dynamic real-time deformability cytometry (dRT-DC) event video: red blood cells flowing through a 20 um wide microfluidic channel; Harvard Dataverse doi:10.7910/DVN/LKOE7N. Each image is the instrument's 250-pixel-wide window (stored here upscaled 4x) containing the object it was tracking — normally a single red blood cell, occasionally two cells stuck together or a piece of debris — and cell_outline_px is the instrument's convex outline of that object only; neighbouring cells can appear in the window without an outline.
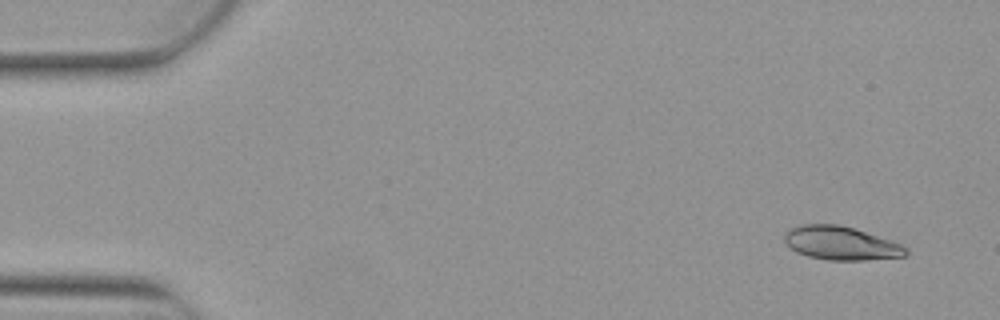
{"species": "Egyptian fruit bat (a non-hibernating species)", "species_latin": "Rousettus aegyptiacus", "temperature_condition": "warm", "stored_images_in_passage": 6, "camera_frame_rate_fps": 3000, "um_per_image_px": 0.085, "animal": {"sex": "female"}, "frame": {"image": 1, "passage_image": 1, "time_ms": 0.0, "image_size_px": [1000, 320], "cell_outline_px": [[908, 252], [904, 256], [864, 260], [828, 260], [808, 256], [796, 252], [784, 240], [784, 232], [800, 224], [840, 224], [892, 240], [908, 248]], "centroid_in_image_um": [71.48, 20.66], "position_along_channel_um": 13.5, "area_um2": 23.7}}
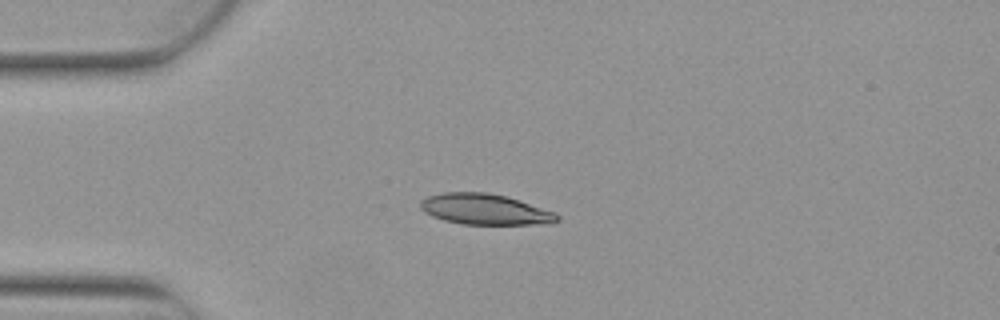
{"frame": {"image": 2, "passage_image": 4, "time_ms": 1.0, "image_size_px": [1000, 320], "cell_outline_px": [[560, 220], [552, 224], [464, 224], [444, 220], [432, 216], [424, 212], [420, 208], [420, 200], [428, 196], [444, 192], [488, 192], [508, 196], [556, 212], [560, 216]], "centroid_in_image_um": [41.26, 17.78], "position_along_channel_um": 43.7, "area_um2": 24.8}}
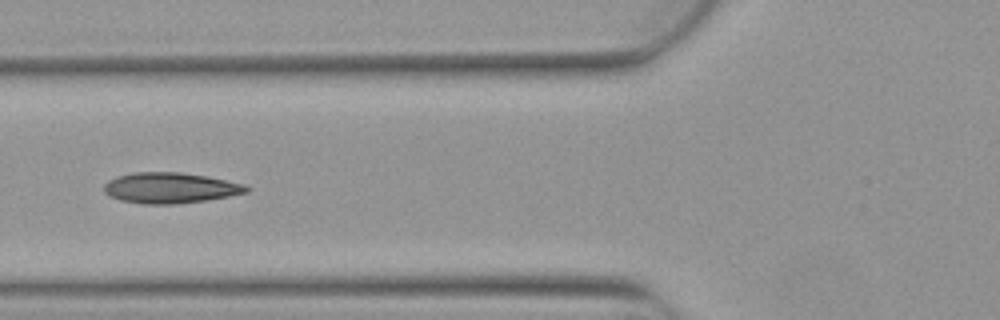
{"frame": {"image": 3, "passage_image": 6, "time_ms": 1.667, "image_size_px": [1000, 320], "cell_outline_px": [[248, 192], [228, 196], [204, 200], [176, 204], [144, 204], [120, 200], [108, 196], [104, 192], [104, 184], [108, 180], [116, 176], [132, 172], [180, 172], [208, 176], [244, 184], [248, 188]], "centroid_in_image_um": [14.41, 15.96], "position_along_channel_um": 111.4, "area_um2": 25.49}}